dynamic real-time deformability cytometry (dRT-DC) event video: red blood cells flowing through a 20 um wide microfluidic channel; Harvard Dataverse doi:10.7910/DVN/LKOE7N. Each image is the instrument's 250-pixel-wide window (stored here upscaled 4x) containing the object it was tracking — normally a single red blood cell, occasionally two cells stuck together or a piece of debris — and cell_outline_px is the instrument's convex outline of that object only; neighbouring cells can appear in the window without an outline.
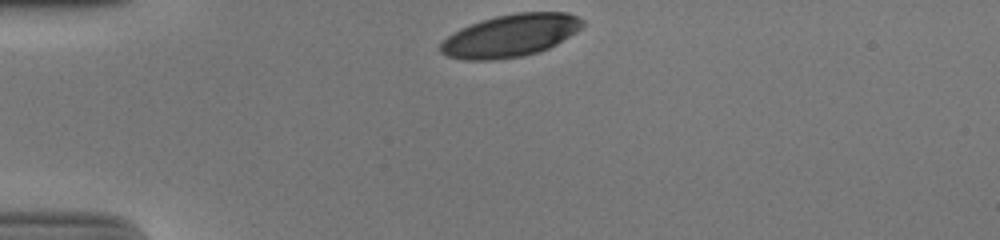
{"species": "human", "species_latin": "Homo sapiens", "temperature_condition": "cold", "stored_images_in_passage": 31, "camera_frame_rate_fps": 3000, "um_per_image_px": 0.085, "donor": {"sex": "male"}, "frame": {"image": 1, "passage_image": 1, "time_ms": 0.0, "image_size_px": [1000, 240], "cell_outline_px": [[584, 24], [576, 32], [556, 44], [540, 52], [520, 56], [492, 60], [464, 60], [448, 56], [440, 52], [440, 44], [452, 32], [460, 28], [496, 16], [516, 12], [568, 12], [584, 20]], "centroid_in_image_um": [43.39, 3.02], "position_along_channel_um": 41.6, "area_um2": 35.03}}
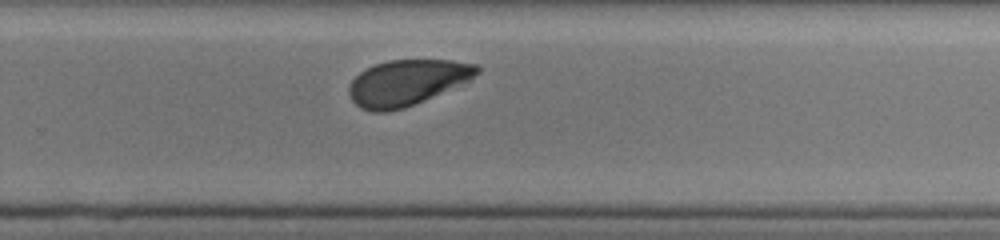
{"frame": {"image": 2, "passage_image": 24, "time_ms": 7.667, "image_size_px": [1000, 240], "cell_outline_px": [[480, 72], [472, 80], [404, 108], [388, 112], [372, 112], [360, 108], [352, 100], [348, 92], [348, 88], [352, 80], [360, 72], [376, 64], [388, 60], [452, 60], [476, 64], [480, 68]], "centroid_in_image_um": [34.61, 7.02], "position_along_channel_um": 295.2, "area_um2": 34.1}}
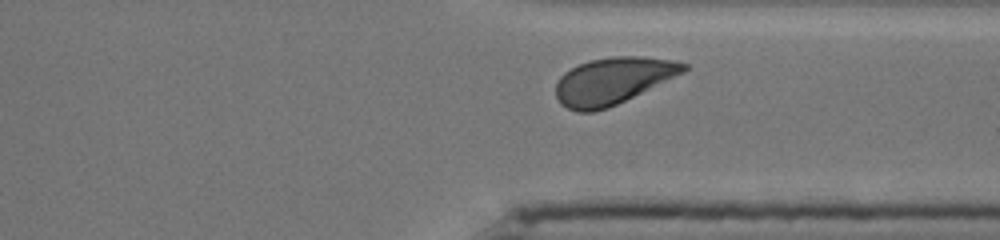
{"frame": {"image": 3, "passage_image": 29, "time_ms": 9.333, "image_size_px": [1000, 240], "cell_outline_px": [[688, 68], [684, 72], [608, 108], [592, 112], [576, 112], [560, 104], [556, 96], [556, 80], [564, 72], [580, 64], [592, 60], [612, 56], [640, 56], [672, 60], [688, 64]], "centroid_in_image_um": [52.06, 6.87], "position_along_channel_um": 359.3, "area_um2": 34.56}, "authors_computed_cell_mechanics": {"area_um2": 36.2984, "velocity_mm_per_s": 3.8079, "shape_relaxation_time_tau1_ms": 3.7825, "shape_relaxation_time_tau2_ms": null, "deformation_change_tau1": 0.1706, "deformation_change_tau2": null}}